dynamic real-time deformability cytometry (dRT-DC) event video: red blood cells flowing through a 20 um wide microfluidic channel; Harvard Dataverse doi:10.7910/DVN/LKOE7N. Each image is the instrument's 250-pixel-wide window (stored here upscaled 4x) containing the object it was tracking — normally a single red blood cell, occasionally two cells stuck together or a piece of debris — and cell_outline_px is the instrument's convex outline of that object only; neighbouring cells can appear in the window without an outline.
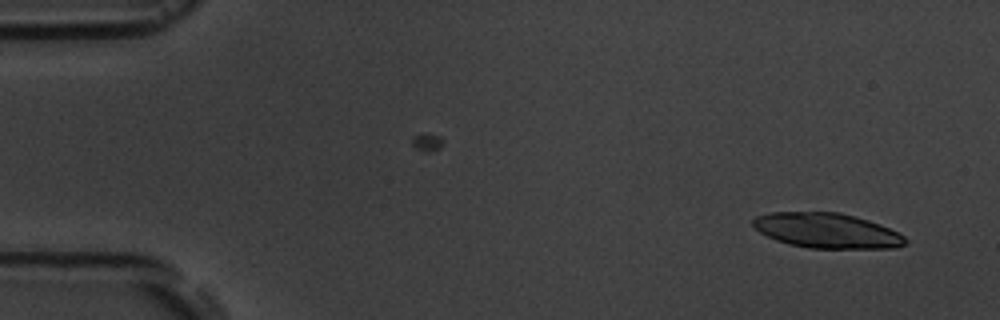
{"species": "common noctule bat (a hibernating species)", "species_latin": "Nyctalus noctula", "temperature_condition": "room temperature", "stored_images_in_passage": 3, "camera_frame_rate_fps": 3000, "um_per_image_px": 0.085, "animal": {"sex": "male", "body_mass_g": 19.5, "forearm_length_mm": 54.6}, "frame": {"image": 1, "passage_image": 3, "time_ms": 2.333, "image_size_px": [1000, 320], "cell_outline_px": [[908, 240], [904, 244], [896, 248], [808, 248], [788, 244], [776, 240], [752, 228], [752, 220], [756, 216], [768, 212], [840, 212], [868, 220], [880, 224], [904, 236]], "centroid_in_image_um": [70.24, 19.6], "position_along_channel_um": 14.8, "area_um2": 31.15}}